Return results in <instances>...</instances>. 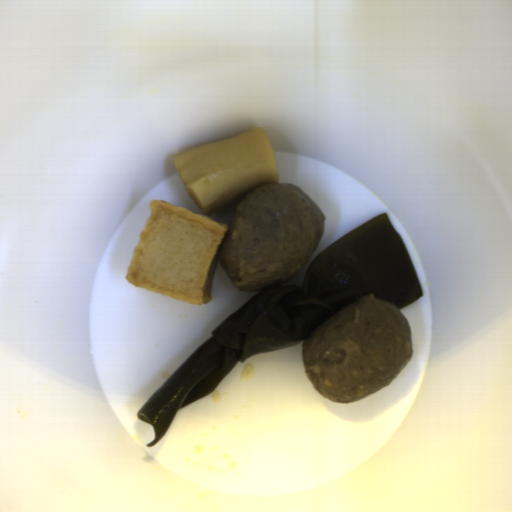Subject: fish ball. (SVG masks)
<instances>
[{"label":"fish ball","instance_id":"29854b86","mask_svg":"<svg viewBox=\"0 0 512 512\" xmlns=\"http://www.w3.org/2000/svg\"><path fill=\"white\" fill-rule=\"evenodd\" d=\"M125 275L135 287L194 306L213 300L219 245L230 225L153 199Z\"/></svg>","mask_w":512,"mask_h":512}]
</instances>
